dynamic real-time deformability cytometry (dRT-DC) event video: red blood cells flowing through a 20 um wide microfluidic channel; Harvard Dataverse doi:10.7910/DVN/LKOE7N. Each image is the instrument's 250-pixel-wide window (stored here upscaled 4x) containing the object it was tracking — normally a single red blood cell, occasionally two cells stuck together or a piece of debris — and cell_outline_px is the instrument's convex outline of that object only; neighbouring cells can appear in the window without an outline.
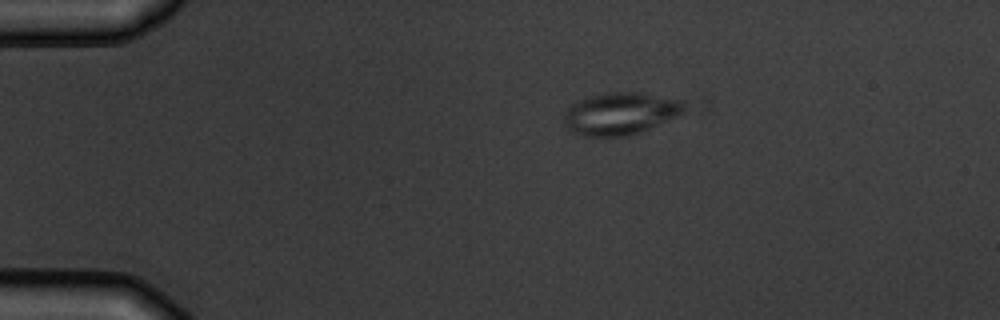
{"species": "common noctule bat (a hibernating species)", "species_latin": "Nyctalus noctula", "temperature_condition": "warm", "stored_images_in_passage": 3, "camera_frame_rate_fps": 3000, "um_per_image_px": 0.085, "animal": {"sex": "male", "body_mass_g": 19.5, "forearm_length_mm": 54.6}, "frame": {"image": 1, "passage_image": 1, "time_ms": 0.0, "image_size_px": [1000, 320], "cell_outline_px": [[708, 112], [628, 136], [584, 136], [572, 132], [564, 124], [564, 112], [572, 104], [588, 96], [608, 92], [640, 92], [704, 96], [708, 100]], "centroid_in_image_um": [53.58, 9.57], "position_along_channel_um": 31.4, "area_um2": 34.97}}